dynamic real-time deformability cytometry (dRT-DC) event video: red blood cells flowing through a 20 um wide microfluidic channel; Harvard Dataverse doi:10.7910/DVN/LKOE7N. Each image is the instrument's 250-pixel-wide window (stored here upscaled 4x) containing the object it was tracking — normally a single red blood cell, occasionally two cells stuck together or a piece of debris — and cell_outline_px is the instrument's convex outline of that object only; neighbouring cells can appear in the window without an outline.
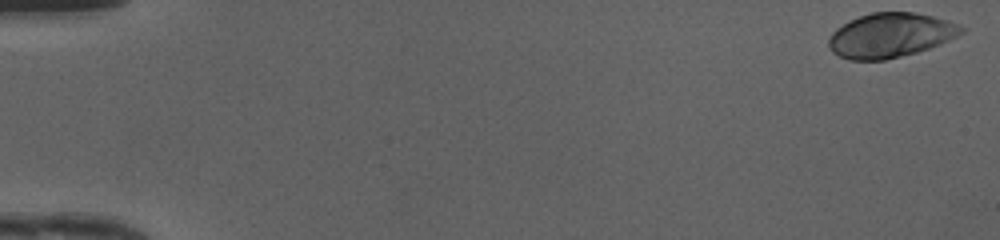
{"species": "human", "species_latin": "Homo sapiens", "temperature_condition": "cold", "stored_images_in_passage": 49, "camera_frame_rate_fps": 3000, "um_per_image_px": 0.085, "donor": {"sex": "female"}, "frame": {"image": 1, "passage_image": 1, "time_ms": 0.0, "image_size_px": [1000, 240], "cell_outline_px": [[964, 32], [940, 44], [916, 52], [884, 60], [848, 60], [832, 52], [828, 44], [828, 40], [832, 32], [836, 28], [860, 16], [872, 12], [916, 12], [948, 20], [964, 28]], "centroid_in_image_um": [75.67, 3.0], "position_along_channel_um": 9.3, "area_um2": 34.1}}
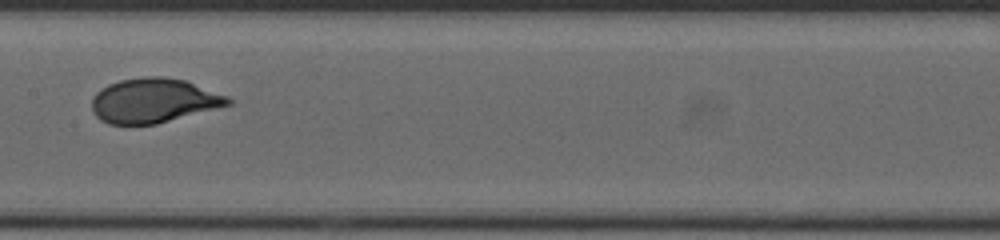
{"frame": {"image": 2, "passage_image": 26, "time_ms": 8.333, "image_size_px": [1000, 240], "cell_outline_px": [[232, 104], [156, 124], [108, 124], [100, 120], [92, 112], [92, 96], [100, 88], [108, 84], [120, 80], [144, 76], [164, 76], [184, 80], [228, 96], [232, 100]], "centroid_in_image_um": [13.03, 8.54], "position_along_channel_um": 194.4, "area_um2": 35.37}}
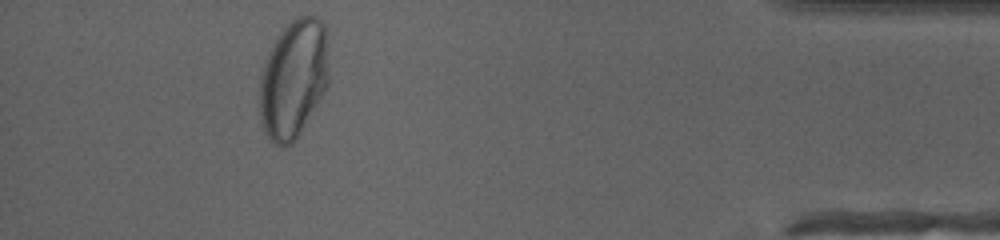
{"frame": {"image": 3, "passage_image": 45, "time_ms": 14.667, "image_size_px": [1000, 240], "cell_outline_px": [[328, 84], [324, 92], [296, 140], [292, 144], [284, 148], [268, 140], [260, 124], [260, 80], [264, 64], [268, 52], [280, 32], [296, 16], [316, 16], [324, 24], [328, 40]], "centroid_in_image_um": [24.95, 6.73], "position_along_channel_um": 410.3, "area_um2": 48.26}, "authors_computed_cell_mechanics": {"area_um2": 35.0268, "velocity_mm_per_s": 4.1839, "shape_relaxation_time_tau1_ms": 3.1884, "shape_relaxation_time_tau2_ms": null, "deformation_change_tau1": 0.1765, "deformation_change_tau2": null}}